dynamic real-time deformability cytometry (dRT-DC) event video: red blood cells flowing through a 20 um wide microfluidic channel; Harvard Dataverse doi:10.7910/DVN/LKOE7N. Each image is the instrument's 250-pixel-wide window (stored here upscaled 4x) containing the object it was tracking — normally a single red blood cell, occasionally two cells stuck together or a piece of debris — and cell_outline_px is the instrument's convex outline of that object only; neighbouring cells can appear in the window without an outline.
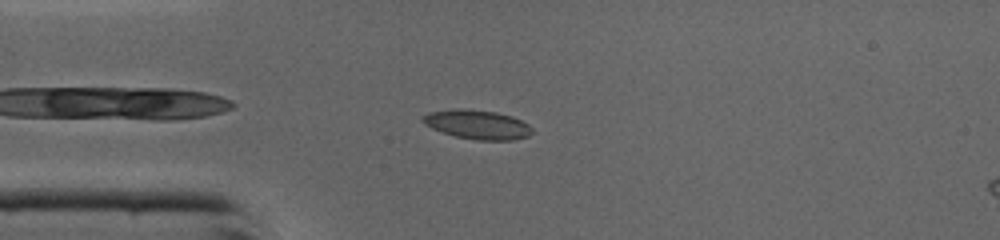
{"species": "common noctule bat (a hibernating species)", "species_latin": "Nyctalus noctula", "temperature_condition": "cold", "stored_images_in_passage": 33, "camera_frame_rate_fps": 3000, "um_per_image_px": 0.085, "animal": {"sex": "male", "body_mass_g": 19.0, "forearm_length_mm": 50.8}, "frame": {"image": 1, "passage_image": 3, "time_ms": 0.667, "image_size_px": [1000, 240], "cell_outline_px": [[532, 132], [528, 136], [512, 140], [476, 140], [456, 136], [432, 128], [424, 124], [420, 120], [420, 116], [428, 112], [452, 108], [460, 108], [496, 112], [512, 116], [528, 124], [532, 128]], "centroid_in_image_um": [40.53, 10.57], "position_along_channel_um": 44.5, "area_um2": 18.67}}
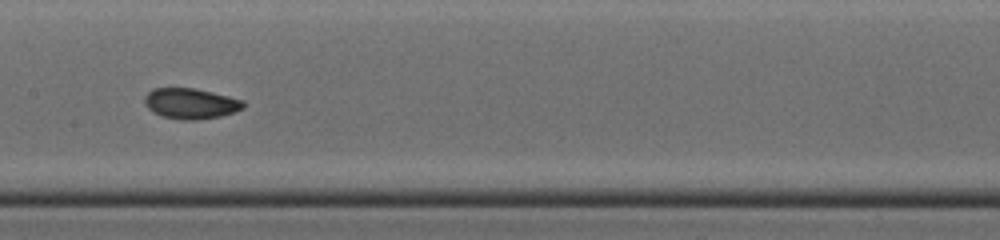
{"frame": {"image": 2, "passage_image": 14, "time_ms": 4.333, "image_size_px": [1000, 240], "cell_outline_px": [[244, 108], [236, 112], [220, 116], [196, 120], [180, 120], [164, 116], [152, 112], [148, 108], [144, 100], [144, 96], [152, 88], [196, 88], [244, 100]], "centroid_in_image_um": [16.22, 8.8], "position_along_channel_um": 191.2, "area_um2": 17.69}}
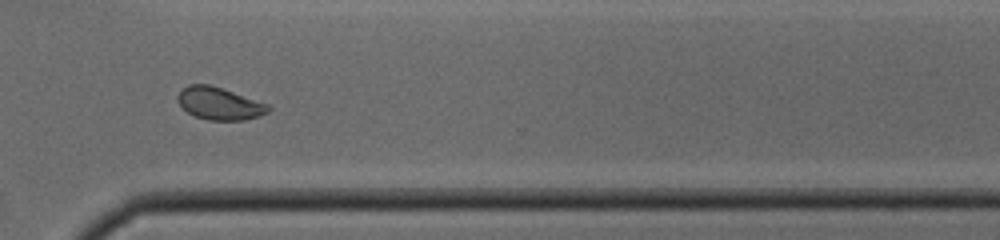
{"frame": {"image": 3, "passage_image": 25, "time_ms": 8.0, "image_size_px": [1000, 240], "cell_outline_px": [[272, 108], [268, 112], [260, 116], [244, 120], [208, 120], [196, 116], [188, 112], [176, 100], [176, 96], [188, 84], [208, 84], [268, 104]], "centroid_in_image_um": [18.65, 8.81], "position_along_channel_um": 352.0, "area_um2": 16.88}, "authors_computed_cell_mechanics": {"area_um2": 17.8024, "velocity_mm_per_s": 4.3605, "shape_relaxation_time_tau1_ms": 6.1677, "shape_relaxation_time_tau2_ms": 1.3402, "deformation_change_tau1": 0.1607, "deformation_change_tau2": 0.0523}}